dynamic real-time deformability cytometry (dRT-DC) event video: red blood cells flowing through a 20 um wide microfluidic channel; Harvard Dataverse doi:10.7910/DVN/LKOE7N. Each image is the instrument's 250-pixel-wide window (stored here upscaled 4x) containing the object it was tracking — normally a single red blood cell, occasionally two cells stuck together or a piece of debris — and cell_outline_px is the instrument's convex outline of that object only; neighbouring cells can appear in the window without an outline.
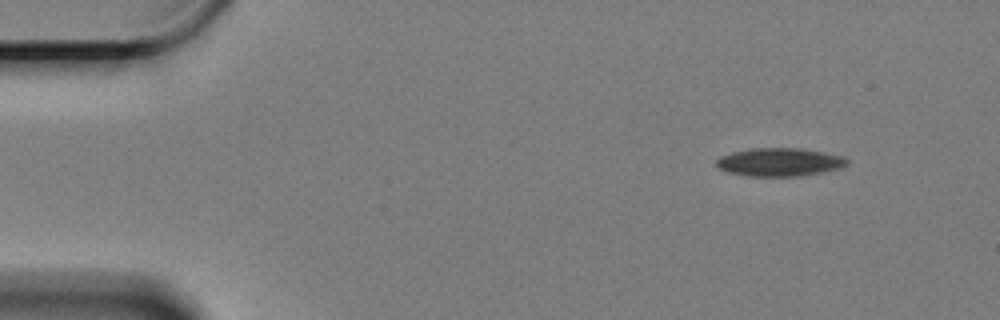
{"species": "Egyptian fruit bat (a non-hibernating species)", "species_latin": "Rousettus aegyptiacus", "temperature_condition": "cold", "stored_images_in_passage": 12, "camera_frame_rate_fps": 3000, "um_per_image_px": 0.085, "animal": {"sex": "female"}, "frame": {"image": 1, "passage_image": 1, "time_ms": 0.0, "image_size_px": [1000, 320], "cell_outline_px": [[848, 164], [840, 168], [824, 172], [800, 176], [748, 176], [728, 172], [720, 168], [716, 164], [716, 160], [720, 156], [732, 152], [752, 148], [796, 148], [824, 152], [844, 156], [848, 160]], "centroid_in_image_um": [66.28, 13.78], "position_along_channel_um": 18.7, "area_um2": 21.5}}
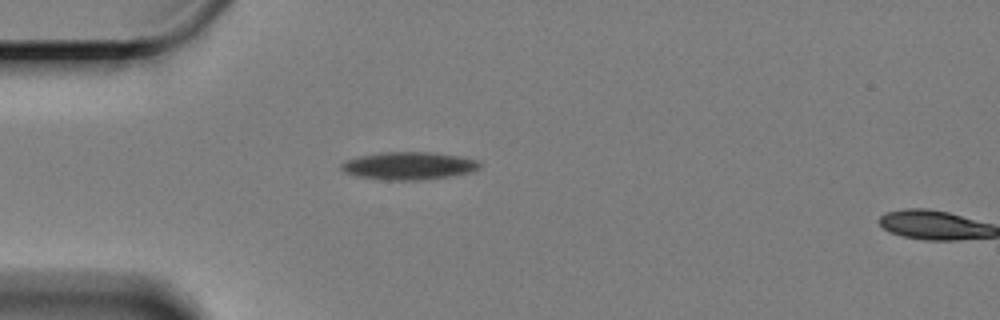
{"frame": {"image": 2, "passage_image": 11, "time_ms": 3.333, "image_size_px": [1000, 320], "cell_outline_px": [[480, 168], [472, 172], [448, 176], [420, 180], [384, 180], [356, 176], [344, 172], [340, 168], [340, 164], [348, 160], [360, 156], [380, 152], [428, 152], [460, 156], [476, 160], [480, 164]], "centroid_in_image_um": [34.73, 14.09], "position_along_channel_um": 50.3, "area_um2": 22.25}}